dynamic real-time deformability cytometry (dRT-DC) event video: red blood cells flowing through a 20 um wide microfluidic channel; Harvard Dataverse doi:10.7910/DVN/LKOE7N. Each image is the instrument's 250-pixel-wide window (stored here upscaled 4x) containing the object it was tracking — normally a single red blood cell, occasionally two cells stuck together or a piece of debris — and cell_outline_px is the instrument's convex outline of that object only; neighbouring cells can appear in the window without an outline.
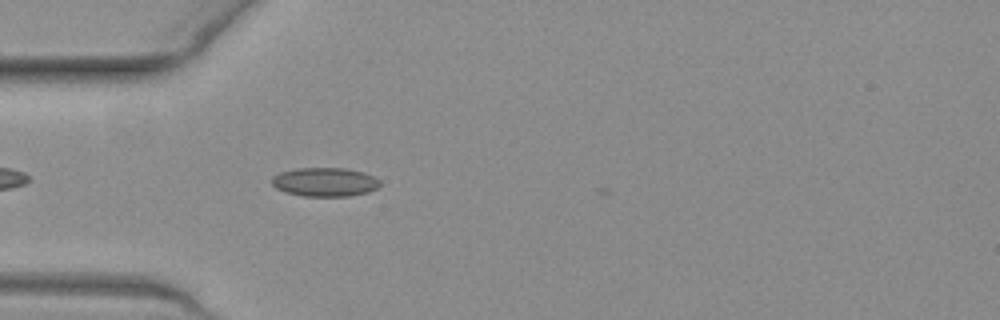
{"species": "common noctule bat (a hibernating species)", "species_latin": "Nyctalus noctula", "temperature_condition": "warm", "stored_images_in_passage": 36, "camera_frame_rate_fps": 3000, "um_per_image_px": 0.085, "animal": {"sex": "female", "body_mass_g": 19.3, "forearm_length_mm": 54.1}, "frame": {"image": 1, "passage_image": 3, "time_ms": 0.667, "image_size_px": [1000, 320], "cell_outline_px": [[380, 184], [376, 188], [368, 192], [348, 196], [304, 196], [284, 192], [276, 188], [272, 184], [272, 176], [280, 172], [296, 168], [348, 168], [364, 172], [380, 180]], "centroid_in_image_um": [27.6, 15.46], "position_along_channel_um": 57.4, "area_um2": 18.26}}
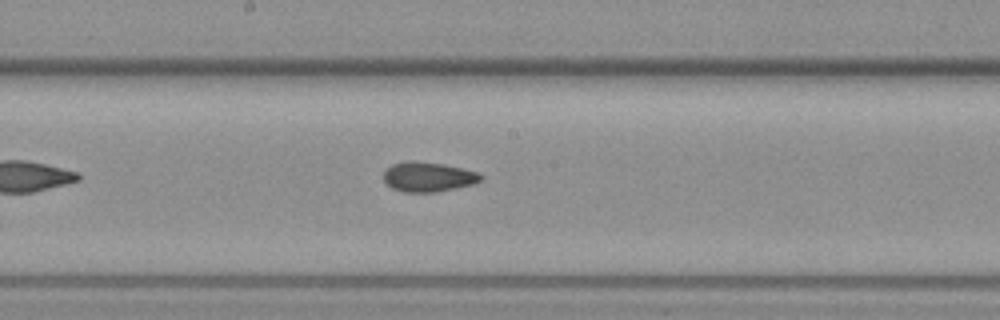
{"frame": {"image": 2, "passage_image": 15, "time_ms": 4.667, "image_size_px": [1000, 320], "cell_outline_px": [[484, 176], [480, 180], [472, 184], [436, 192], [404, 192], [392, 188], [384, 180], [384, 172], [392, 164], [404, 160], [416, 160], [444, 164], [476, 172]], "centroid_in_image_um": [36.36, 15.02], "position_along_channel_um": 211.8, "area_um2": 16.76}}
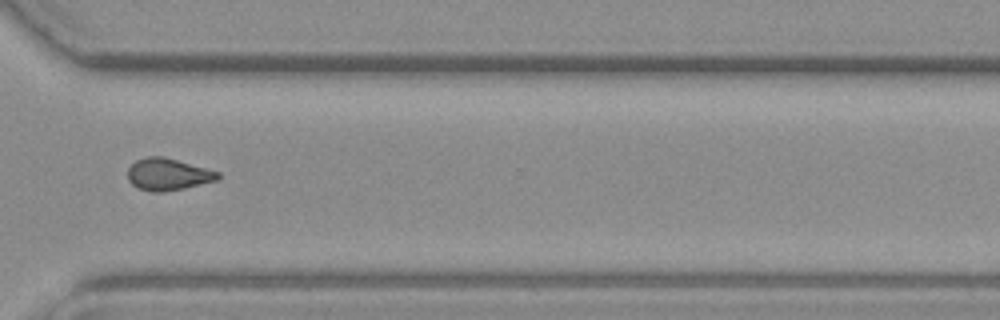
{"frame": {"image": 3, "passage_image": 26, "time_ms": 8.333, "image_size_px": [1000, 320], "cell_outline_px": [[220, 176], [216, 180], [184, 188], [164, 192], [152, 192], [136, 188], [128, 180], [128, 168], [136, 160], [148, 156], [164, 156], [220, 172]], "centroid_in_image_um": [14.25, 14.82], "position_along_channel_um": 356.4, "area_um2": 16.82}, "authors_computed_cell_mechanics": {"area_um2": 16.6464, "velocity_mm_per_s": 3.9477, "shape_relaxation_time_tau1_ms": null, "shape_relaxation_time_tau2_ms": 2.1431, "deformation_change_tau1": null, "deformation_change_tau2": 0.0742}}